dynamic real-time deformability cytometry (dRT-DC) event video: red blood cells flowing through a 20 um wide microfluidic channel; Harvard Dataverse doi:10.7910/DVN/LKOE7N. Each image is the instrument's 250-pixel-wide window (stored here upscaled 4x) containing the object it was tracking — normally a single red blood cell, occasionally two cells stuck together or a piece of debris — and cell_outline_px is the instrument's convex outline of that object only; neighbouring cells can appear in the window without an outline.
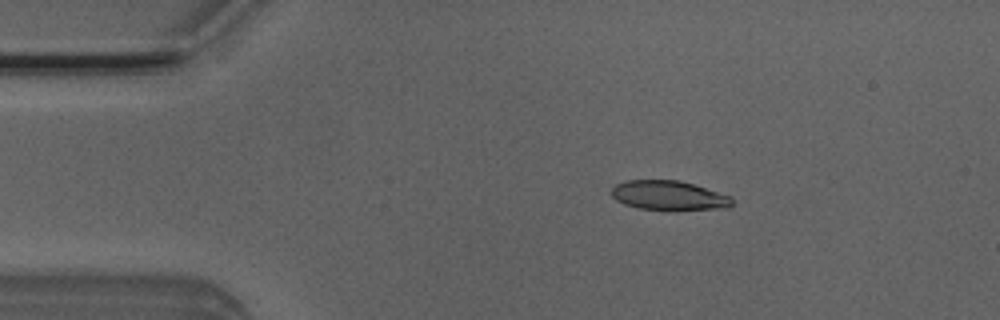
{"species": "Egyptian fruit bat (a non-hibernating species)", "species_latin": "Rousettus aegyptiacus", "temperature_condition": "room temperature", "stored_images_in_passage": 52, "camera_frame_rate_fps": 3000, "um_per_image_px": 0.085, "animal": {"sex": "male"}, "frame": {"image": 1, "passage_image": 9, "time_ms": 2.667, "image_size_px": [1000, 320], "cell_outline_px": [[732, 204], [728, 208], [636, 208], [624, 204], [616, 200], [612, 196], [612, 188], [616, 184], [628, 180], [676, 180], [692, 184], [732, 196]], "centroid_in_image_um": [56.81, 16.58], "position_along_channel_um": 28.2, "area_um2": 19.94}}
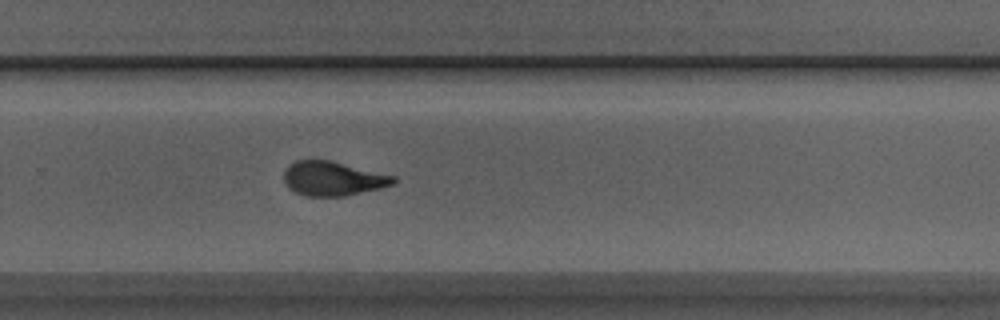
{"frame": {"image": 2, "passage_image": 34, "time_ms": 11.0, "image_size_px": [1000, 320], "cell_outline_px": [[396, 180], [392, 184], [380, 188], [344, 196], [304, 196], [288, 188], [284, 180], [284, 172], [288, 164], [296, 160], [332, 160], [396, 176]], "centroid_in_image_um": [28.28, 15.17], "position_along_channel_um": 301.5, "area_um2": 21.96}}
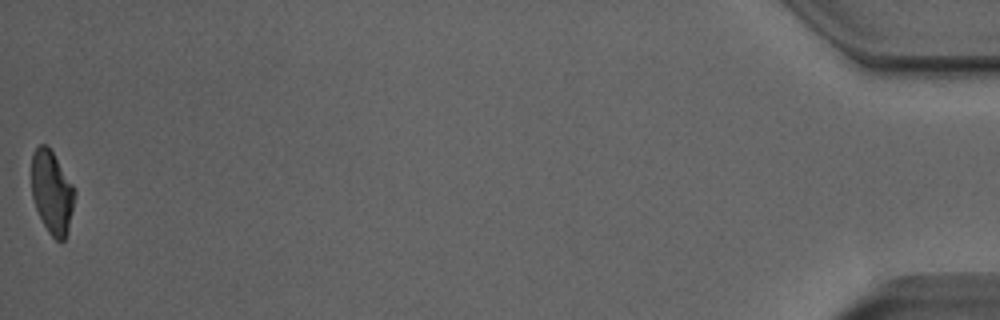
{"frame": {"image": 3, "passage_image": 52, "time_ms": 17.0, "image_size_px": [1000, 320], "cell_outline_px": [[76, 192], [68, 232], [64, 240], [60, 244], [48, 232], [36, 208], [32, 196], [32, 156], [36, 148], [40, 144], [44, 144], [52, 152], [76, 188]], "centroid_in_image_um": [4.44, 16.38], "position_along_channel_um": 430.8, "area_um2": 20.81}, "authors_computed_cell_mechanics": {"area_um2": 21.8484, "velocity_mm_per_s": 3.9224, "shape_relaxation_time_tau1_ms": 3.9651, "shape_relaxation_time_tau2_ms": 1.6664, "deformation_change_tau1": 0.166, "deformation_change_tau2": 0.0784}}